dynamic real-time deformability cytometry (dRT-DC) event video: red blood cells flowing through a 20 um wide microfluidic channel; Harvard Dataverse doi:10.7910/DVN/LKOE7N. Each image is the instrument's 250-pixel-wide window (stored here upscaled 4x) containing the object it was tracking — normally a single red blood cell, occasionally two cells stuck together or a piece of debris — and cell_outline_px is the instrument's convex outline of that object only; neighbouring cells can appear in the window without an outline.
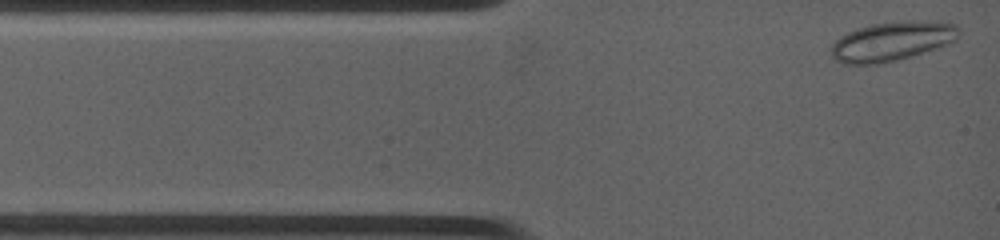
{"species": "common noctule bat (a hibernating species)", "species_latin": "Nyctalus noctula", "temperature_condition": "warm", "stored_images_in_passage": 49, "camera_frame_rate_fps": 4500, "um_per_image_px": 0.085, "animal": {"sex": "female", "body_mass_g": 19.0, "forearm_length_mm": 53.3}, "frame": {"image": 1, "passage_image": 2, "time_ms": 0.222, "image_size_px": [1000, 240], "cell_outline_px": [[956, 40], [908, 56], [892, 60], [868, 64], [848, 64], [836, 60], [832, 56], [832, 44], [836, 40], [848, 32], [872, 24], [952, 24], [956, 28]], "centroid_in_image_um": [75.65, 3.57], "position_along_channel_um": 9.3, "area_um2": 26.59}}
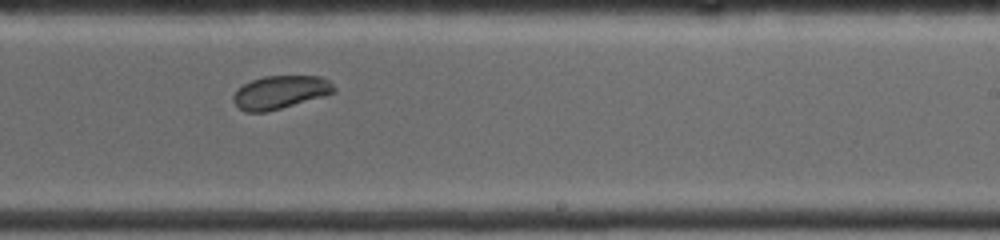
{"frame": {"image": 2, "passage_image": 30, "time_ms": 7.778, "image_size_px": [1000, 240], "cell_outline_px": [[336, 92], [324, 96], [268, 112], [244, 112], [232, 100], [232, 96], [236, 88], [252, 80], [264, 76], [320, 76], [328, 80], [336, 88]], "centroid_in_image_um": [23.81, 7.84], "position_along_channel_um": 265.2, "area_um2": 19.59}}
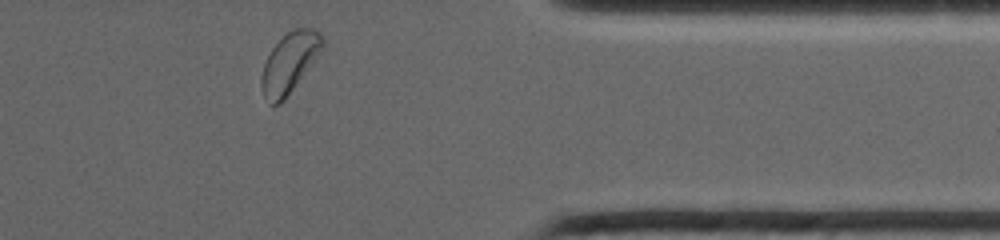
{"frame": {"image": 3, "passage_image": 48, "time_ms": 11.333, "image_size_px": [1000, 240], "cell_outline_px": [[324, 48], [284, 100], [280, 104], [268, 104], [260, 88], [260, 76], [264, 64], [272, 48], [292, 28], [312, 28], [320, 32], [324, 40]], "centroid_in_image_um": [24.6, 5.34], "position_along_channel_um": 386.8, "area_um2": 21.33}}